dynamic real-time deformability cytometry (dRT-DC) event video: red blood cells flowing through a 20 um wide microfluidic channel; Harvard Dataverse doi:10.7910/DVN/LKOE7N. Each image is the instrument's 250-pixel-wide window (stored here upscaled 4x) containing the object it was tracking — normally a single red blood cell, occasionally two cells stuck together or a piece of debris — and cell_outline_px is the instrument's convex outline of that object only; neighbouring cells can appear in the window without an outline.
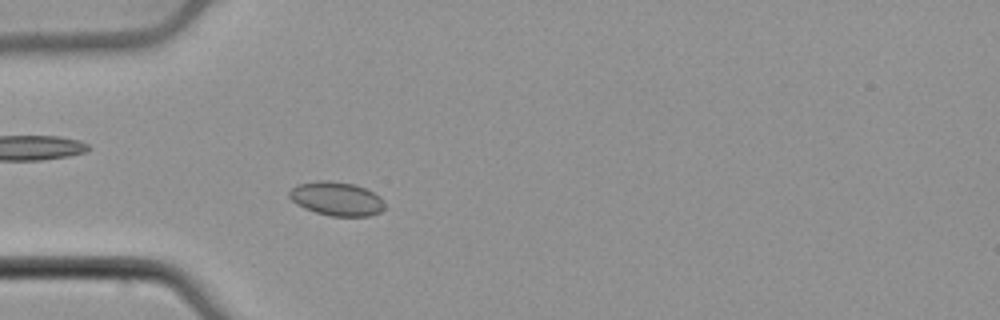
{"species": "common noctule bat (a hibernating species)", "species_latin": "Nyctalus noctula", "temperature_condition": "cold", "stored_images_in_passage": 47, "camera_frame_rate_fps": 3000, "um_per_image_px": 0.085, "animal": {"sex": "male", "body_mass_g": 21.5, "forearm_length_mm": 52.0}, "frame": {"image": 1, "passage_image": 9, "time_ms": 2.667, "image_size_px": [1000, 320], "cell_outline_px": [[384, 208], [380, 212], [368, 216], [332, 216], [316, 212], [304, 208], [296, 204], [288, 196], [288, 192], [296, 184], [316, 180], [328, 180], [352, 184], [364, 188], [380, 196], [384, 204]], "centroid_in_image_um": [28.57, 16.88], "position_along_channel_um": 56.4, "area_um2": 18.79}}
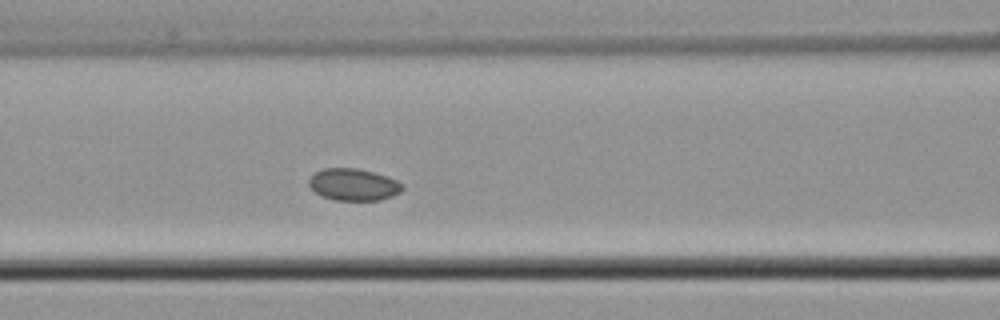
{"frame": {"image": 2, "passage_image": 16, "time_ms": 5.0, "image_size_px": [1000, 320], "cell_outline_px": [[404, 188], [400, 192], [392, 196], [380, 200], [336, 200], [324, 196], [316, 192], [308, 184], [308, 180], [316, 172], [324, 168], [356, 168], [388, 176], [404, 184]], "centroid_in_image_um": [30.08, 15.68], "position_along_channel_um": 136.5, "area_um2": 17.28}}
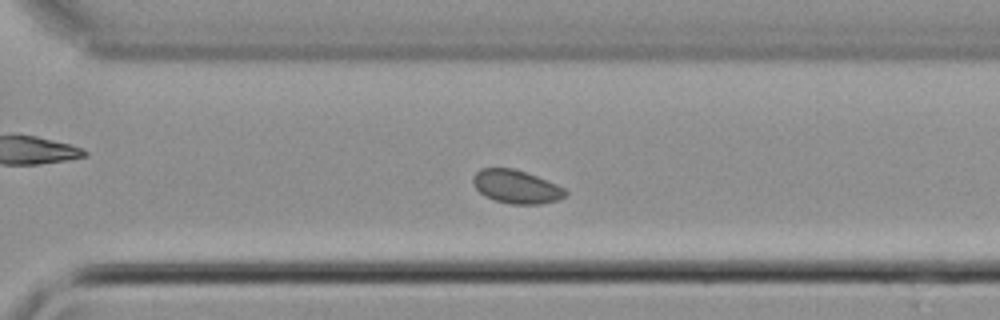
{"frame": {"image": 3, "passage_image": 31, "time_ms": 10.0, "image_size_px": [1000, 320], "cell_outline_px": [[568, 192], [560, 200], [540, 204], [512, 204], [496, 200], [484, 196], [472, 184], [472, 176], [480, 168], [512, 168], [536, 176], [556, 184], [564, 188]], "centroid_in_image_um": [43.86, 15.87], "position_along_channel_um": 326.7, "area_um2": 17.92}, "authors_computed_cell_mechanics": {"area_um2": 18.0336, "velocity_mm_per_s": 3.7973, "shape_relaxation_time_tau1_ms": null, "shape_relaxation_time_tau2_ms": 3.51, "deformation_change_tau1": null, "deformation_change_tau2": 0.0362}}